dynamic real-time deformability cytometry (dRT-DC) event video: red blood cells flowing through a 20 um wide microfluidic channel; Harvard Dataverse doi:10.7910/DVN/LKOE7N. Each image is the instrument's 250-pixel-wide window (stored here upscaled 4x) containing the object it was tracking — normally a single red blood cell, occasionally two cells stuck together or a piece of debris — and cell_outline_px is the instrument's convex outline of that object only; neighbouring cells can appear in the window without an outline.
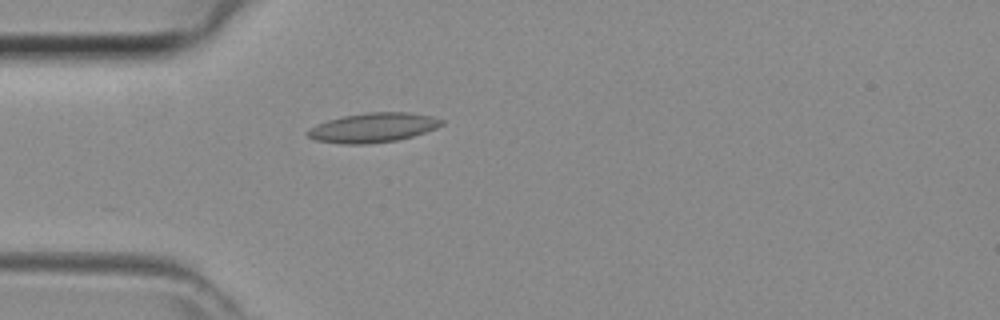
{"species": "common noctule bat (a hibernating species)", "species_latin": "Nyctalus noctula", "temperature_condition": "room temperature", "stored_images_in_passage": 35, "camera_frame_rate_fps": 3000, "um_per_image_px": 0.085, "animal": {"sex": "female", "body_mass_g": 29.2, "forearm_length_mm": 56.3}, "frame": {"image": 1, "passage_image": 3, "time_ms": 0.667, "image_size_px": [1000, 320], "cell_outline_px": [[444, 124], [436, 128], [412, 136], [396, 140], [368, 144], [344, 144], [316, 140], [308, 136], [304, 132], [316, 124], [328, 120], [344, 116], [368, 112], [408, 112], [432, 116], [444, 120]], "centroid_in_image_um": [31.71, 10.84], "position_along_channel_um": 53.3, "area_um2": 22.95}}
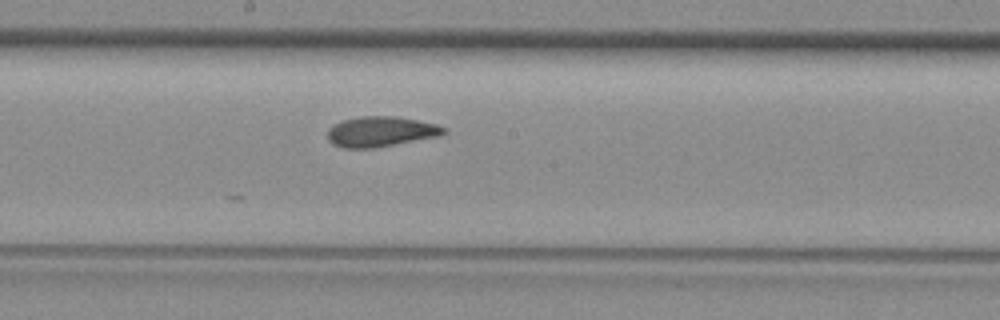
{"frame": {"image": 2, "passage_image": 14, "time_ms": 4.333, "image_size_px": [1000, 320], "cell_outline_px": [[448, 132], [440, 136], [372, 148], [344, 148], [332, 144], [328, 140], [328, 128], [332, 124], [344, 120], [360, 116], [396, 116], [436, 124], [448, 128]], "centroid_in_image_um": [32.37, 11.18], "position_along_channel_um": 215.8, "area_um2": 20.58}}
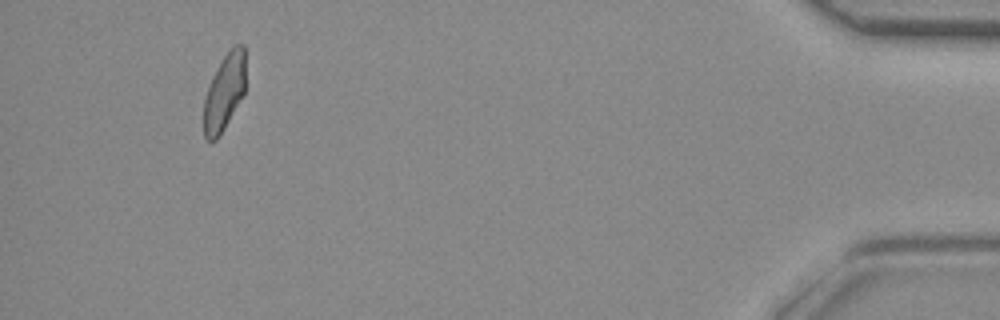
{"frame": {"image": 3, "passage_image": 32, "time_ms": 10.333, "image_size_px": [1000, 320], "cell_outline_px": [[244, 96], [220, 136], [216, 140], [208, 140], [204, 136], [204, 100], [212, 76], [216, 68], [224, 56], [236, 44], [244, 44]], "centroid_in_image_um": [19.07, 7.87], "position_along_channel_um": 416.1, "area_um2": 18.55}}